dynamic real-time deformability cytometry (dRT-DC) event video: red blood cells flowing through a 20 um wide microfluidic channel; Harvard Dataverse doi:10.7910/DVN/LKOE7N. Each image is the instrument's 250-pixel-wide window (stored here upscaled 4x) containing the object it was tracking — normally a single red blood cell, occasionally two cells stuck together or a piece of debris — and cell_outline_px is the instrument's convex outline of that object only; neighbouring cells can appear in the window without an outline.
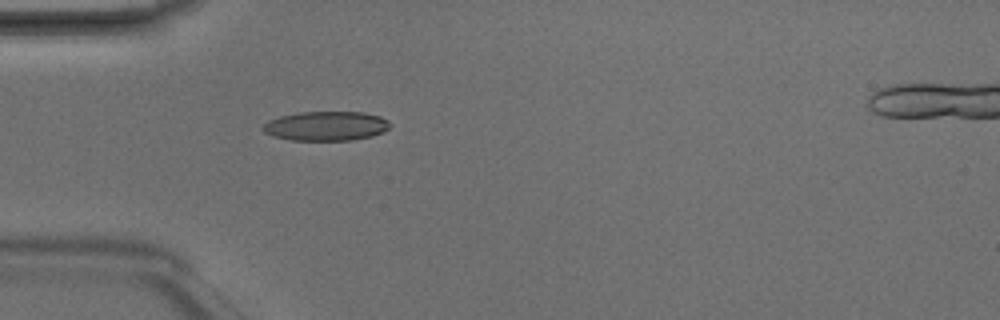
{"species": "Egyptian fruit bat (a non-hibernating species)", "species_latin": "Rousettus aegyptiacus", "temperature_condition": "room temperature", "stored_images_in_passage": 5, "camera_frame_rate_fps": 3000, "um_per_image_px": 0.085, "animal": {"sex": "male"}, "frame": {"image": 1, "passage_image": 4, "time_ms": 1.0, "image_size_px": [1000, 320], "cell_outline_px": [[392, 124], [384, 132], [372, 136], [352, 140], [292, 140], [272, 136], [264, 132], [264, 124], [268, 120], [280, 116], [300, 112], [364, 112], [380, 116], [388, 120]], "centroid_in_image_um": [27.75, 10.71], "position_along_channel_um": 57.3, "area_um2": 21.79}}